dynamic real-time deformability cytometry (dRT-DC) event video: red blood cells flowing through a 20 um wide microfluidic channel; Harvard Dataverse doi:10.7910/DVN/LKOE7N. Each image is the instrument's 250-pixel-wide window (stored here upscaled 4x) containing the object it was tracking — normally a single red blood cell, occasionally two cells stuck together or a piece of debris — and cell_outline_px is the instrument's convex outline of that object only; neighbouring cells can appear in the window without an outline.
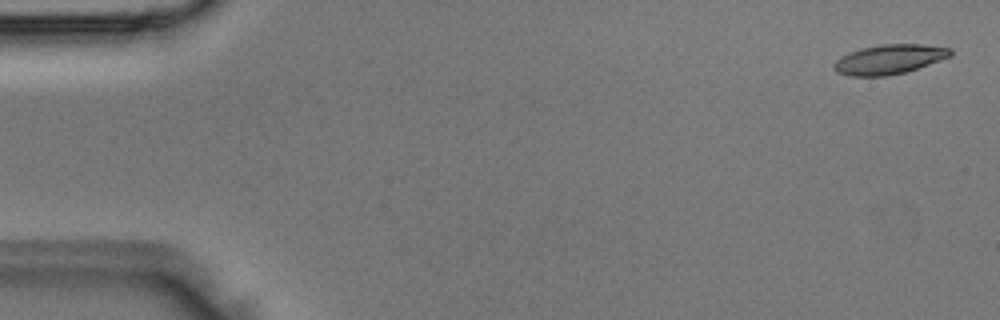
{"species": "Egyptian fruit bat (a non-hibernating species)", "species_latin": "Rousettus aegyptiacus", "temperature_condition": "room temperature", "stored_images_in_passage": 3, "camera_frame_rate_fps": 3000, "um_per_image_px": 0.085, "animal": {"sex": "male"}, "frame": {"image": 1, "passage_image": 1, "time_ms": 0.0, "image_size_px": [1000, 320], "cell_outline_px": [[952, 56], [904, 72], [888, 76], [848, 76], [836, 72], [836, 60], [848, 52], [860, 48], [884, 44], [924, 44], [952, 48]], "centroid_in_image_um": [75.61, 5.03], "position_along_channel_um": 9.4, "area_um2": 19.94}}